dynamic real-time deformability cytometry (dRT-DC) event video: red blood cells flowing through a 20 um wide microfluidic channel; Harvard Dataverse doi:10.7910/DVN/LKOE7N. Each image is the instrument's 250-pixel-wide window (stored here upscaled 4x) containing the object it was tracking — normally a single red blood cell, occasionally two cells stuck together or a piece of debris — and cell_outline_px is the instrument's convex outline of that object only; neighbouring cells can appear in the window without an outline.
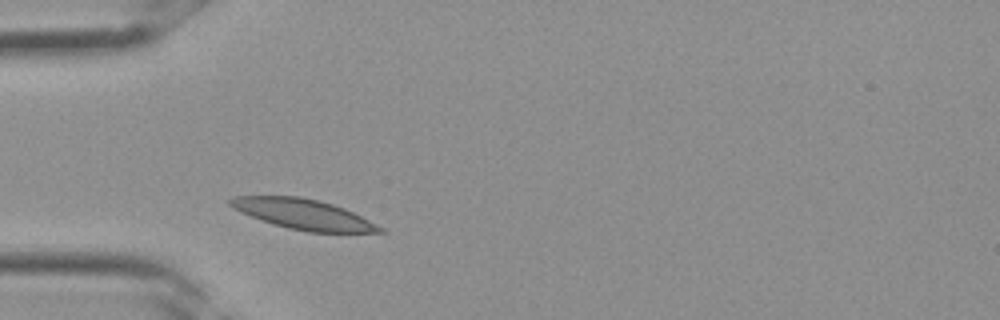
{"species": "Egyptian fruit bat (a non-hibernating species)", "species_latin": "Rousettus aegyptiacus", "temperature_condition": "room temperature", "stored_images_in_passage": 1, "camera_frame_rate_fps": 3000, "um_per_image_px": 0.085, "frame": {"image": 1, "passage_image": 1, "time_ms": 0.0, "image_size_px": [1000, 320], "cell_outline_px": [[388, 232], [308, 232], [288, 228], [260, 220], [240, 212], [232, 208], [228, 204], [228, 200], [232, 196], [300, 196], [320, 200], [344, 208], [384, 228]], "centroid_in_image_um": [25.74, 18.2], "position_along_channel_um": 59.3, "area_um2": 26.3}}